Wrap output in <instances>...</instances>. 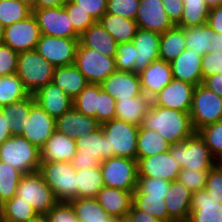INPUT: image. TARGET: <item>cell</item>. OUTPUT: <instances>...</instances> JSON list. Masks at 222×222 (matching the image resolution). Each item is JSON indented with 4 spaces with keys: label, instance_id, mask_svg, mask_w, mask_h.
<instances>
[{
    "label": "cell",
    "instance_id": "67",
    "mask_svg": "<svg viewBox=\"0 0 222 222\" xmlns=\"http://www.w3.org/2000/svg\"><path fill=\"white\" fill-rule=\"evenodd\" d=\"M20 1L28 4L31 8H34L37 4V0H20Z\"/></svg>",
    "mask_w": 222,
    "mask_h": 222
},
{
    "label": "cell",
    "instance_id": "29",
    "mask_svg": "<svg viewBox=\"0 0 222 222\" xmlns=\"http://www.w3.org/2000/svg\"><path fill=\"white\" fill-rule=\"evenodd\" d=\"M79 43L83 47L95 49L104 56L115 57L117 53L118 43L99 21H96L80 36Z\"/></svg>",
    "mask_w": 222,
    "mask_h": 222
},
{
    "label": "cell",
    "instance_id": "53",
    "mask_svg": "<svg viewBox=\"0 0 222 222\" xmlns=\"http://www.w3.org/2000/svg\"><path fill=\"white\" fill-rule=\"evenodd\" d=\"M205 190L217 203L222 204V163H217L209 170Z\"/></svg>",
    "mask_w": 222,
    "mask_h": 222
},
{
    "label": "cell",
    "instance_id": "48",
    "mask_svg": "<svg viewBox=\"0 0 222 222\" xmlns=\"http://www.w3.org/2000/svg\"><path fill=\"white\" fill-rule=\"evenodd\" d=\"M171 182L160 178L138 177L133 195L165 196Z\"/></svg>",
    "mask_w": 222,
    "mask_h": 222
},
{
    "label": "cell",
    "instance_id": "12",
    "mask_svg": "<svg viewBox=\"0 0 222 222\" xmlns=\"http://www.w3.org/2000/svg\"><path fill=\"white\" fill-rule=\"evenodd\" d=\"M33 15L43 35L80 38V35L74 30L63 4L55 7L33 8Z\"/></svg>",
    "mask_w": 222,
    "mask_h": 222
},
{
    "label": "cell",
    "instance_id": "23",
    "mask_svg": "<svg viewBox=\"0 0 222 222\" xmlns=\"http://www.w3.org/2000/svg\"><path fill=\"white\" fill-rule=\"evenodd\" d=\"M160 35L157 32L140 28L137 30L131 41L136 48L135 73L141 72L153 61L160 59Z\"/></svg>",
    "mask_w": 222,
    "mask_h": 222
},
{
    "label": "cell",
    "instance_id": "22",
    "mask_svg": "<svg viewBox=\"0 0 222 222\" xmlns=\"http://www.w3.org/2000/svg\"><path fill=\"white\" fill-rule=\"evenodd\" d=\"M193 192L178 180L171 182L164 201L169 214V222H188L190 202Z\"/></svg>",
    "mask_w": 222,
    "mask_h": 222
},
{
    "label": "cell",
    "instance_id": "39",
    "mask_svg": "<svg viewBox=\"0 0 222 222\" xmlns=\"http://www.w3.org/2000/svg\"><path fill=\"white\" fill-rule=\"evenodd\" d=\"M183 13L177 26L182 28L207 24L210 8L205 0H183Z\"/></svg>",
    "mask_w": 222,
    "mask_h": 222
},
{
    "label": "cell",
    "instance_id": "26",
    "mask_svg": "<svg viewBox=\"0 0 222 222\" xmlns=\"http://www.w3.org/2000/svg\"><path fill=\"white\" fill-rule=\"evenodd\" d=\"M188 222H222V204L205 189L192 194Z\"/></svg>",
    "mask_w": 222,
    "mask_h": 222
},
{
    "label": "cell",
    "instance_id": "41",
    "mask_svg": "<svg viewBox=\"0 0 222 222\" xmlns=\"http://www.w3.org/2000/svg\"><path fill=\"white\" fill-rule=\"evenodd\" d=\"M36 215L32 205L16 195L3 203L0 212L4 222H25Z\"/></svg>",
    "mask_w": 222,
    "mask_h": 222
},
{
    "label": "cell",
    "instance_id": "45",
    "mask_svg": "<svg viewBox=\"0 0 222 222\" xmlns=\"http://www.w3.org/2000/svg\"><path fill=\"white\" fill-rule=\"evenodd\" d=\"M22 176L20 171L0 161V198L3 203L16 195Z\"/></svg>",
    "mask_w": 222,
    "mask_h": 222
},
{
    "label": "cell",
    "instance_id": "46",
    "mask_svg": "<svg viewBox=\"0 0 222 222\" xmlns=\"http://www.w3.org/2000/svg\"><path fill=\"white\" fill-rule=\"evenodd\" d=\"M197 132L204 139L216 161L222 163V120L205 125Z\"/></svg>",
    "mask_w": 222,
    "mask_h": 222
},
{
    "label": "cell",
    "instance_id": "15",
    "mask_svg": "<svg viewBox=\"0 0 222 222\" xmlns=\"http://www.w3.org/2000/svg\"><path fill=\"white\" fill-rule=\"evenodd\" d=\"M194 89L195 85L173 78L170 83L152 97V104L190 113Z\"/></svg>",
    "mask_w": 222,
    "mask_h": 222
},
{
    "label": "cell",
    "instance_id": "14",
    "mask_svg": "<svg viewBox=\"0 0 222 222\" xmlns=\"http://www.w3.org/2000/svg\"><path fill=\"white\" fill-rule=\"evenodd\" d=\"M41 32L35 16L5 27L3 44L20 53L35 50Z\"/></svg>",
    "mask_w": 222,
    "mask_h": 222
},
{
    "label": "cell",
    "instance_id": "5",
    "mask_svg": "<svg viewBox=\"0 0 222 222\" xmlns=\"http://www.w3.org/2000/svg\"><path fill=\"white\" fill-rule=\"evenodd\" d=\"M75 140L77 152L71 163L76 170L97 168L100 162L113 157L101 126L88 134L77 136Z\"/></svg>",
    "mask_w": 222,
    "mask_h": 222
},
{
    "label": "cell",
    "instance_id": "25",
    "mask_svg": "<svg viewBox=\"0 0 222 222\" xmlns=\"http://www.w3.org/2000/svg\"><path fill=\"white\" fill-rule=\"evenodd\" d=\"M201 60L202 56L198 55V52L185 49L170 62L173 78L195 86L202 84Z\"/></svg>",
    "mask_w": 222,
    "mask_h": 222
},
{
    "label": "cell",
    "instance_id": "57",
    "mask_svg": "<svg viewBox=\"0 0 222 222\" xmlns=\"http://www.w3.org/2000/svg\"><path fill=\"white\" fill-rule=\"evenodd\" d=\"M77 7L87 11L95 21H99L107 11L108 0H71Z\"/></svg>",
    "mask_w": 222,
    "mask_h": 222
},
{
    "label": "cell",
    "instance_id": "65",
    "mask_svg": "<svg viewBox=\"0 0 222 222\" xmlns=\"http://www.w3.org/2000/svg\"><path fill=\"white\" fill-rule=\"evenodd\" d=\"M205 2L210 9L222 5V0H205Z\"/></svg>",
    "mask_w": 222,
    "mask_h": 222
},
{
    "label": "cell",
    "instance_id": "13",
    "mask_svg": "<svg viewBox=\"0 0 222 222\" xmlns=\"http://www.w3.org/2000/svg\"><path fill=\"white\" fill-rule=\"evenodd\" d=\"M79 39L41 34L36 51L54 67L70 65L75 62Z\"/></svg>",
    "mask_w": 222,
    "mask_h": 222
},
{
    "label": "cell",
    "instance_id": "43",
    "mask_svg": "<svg viewBox=\"0 0 222 222\" xmlns=\"http://www.w3.org/2000/svg\"><path fill=\"white\" fill-rule=\"evenodd\" d=\"M165 196L133 195L132 204L147 212L161 222H169V214L164 201Z\"/></svg>",
    "mask_w": 222,
    "mask_h": 222
},
{
    "label": "cell",
    "instance_id": "28",
    "mask_svg": "<svg viewBox=\"0 0 222 222\" xmlns=\"http://www.w3.org/2000/svg\"><path fill=\"white\" fill-rule=\"evenodd\" d=\"M100 125L95 118L83 115L73 106L56 119V130L73 139H76L77 136L95 131Z\"/></svg>",
    "mask_w": 222,
    "mask_h": 222
},
{
    "label": "cell",
    "instance_id": "6",
    "mask_svg": "<svg viewBox=\"0 0 222 222\" xmlns=\"http://www.w3.org/2000/svg\"><path fill=\"white\" fill-rule=\"evenodd\" d=\"M59 201L77 198V170L71 162L41 161L38 171Z\"/></svg>",
    "mask_w": 222,
    "mask_h": 222
},
{
    "label": "cell",
    "instance_id": "61",
    "mask_svg": "<svg viewBox=\"0 0 222 222\" xmlns=\"http://www.w3.org/2000/svg\"><path fill=\"white\" fill-rule=\"evenodd\" d=\"M202 84L222 98V74L206 77Z\"/></svg>",
    "mask_w": 222,
    "mask_h": 222
},
{
    "label": "cell",
    "instance_id": "42",
    "mask_svg": "<svg viewBox=\"0 0 222 222\" xmlns=\"http://www.w3.org/2000/svg\"><path fill=\"white\" fill-rule=\"evenodd\" d=\"M33 14V8L20 0L0 1V23L4 27L23 21Z\"/></svg>",
    "mask_w": 222,
    "mask_h": 222
},
{
    "label": "cell",
    "instance_id": "55",
    "mask_svg": "<svg viewBox=\"0 0 222 222\" xmlns=\"http://www.w3.org/2000/svg\"><path fill=\"white\" fill-rule=\"evenodd\" d=\"M18 54L11 47L0 44V76L16 74Z\"/></svg>",
    "mask_w": 222,
    "mask_h": 222
},
{
    "label": "cell",
    "instance_id": "70",
    "mask_svg": "<svg viewBox=\"0 0 222 222\" xmlns=\"http://www.w3.org/2000/svg\"><path fill=\"white\" fill-rule=\"evenodd\" d=\"M2 206H3V202L1 201V198H0V212H1Z\"/></svg>",
    "mask_w": 222,
    "mask_h": 222
},
{
    "label": "cell",
    "instance_id": "11",
    "mask_svg": "<svg viewBox=\"0 0 222 222\" xmlns=\"http://www.w3.org/2000/svg\"><path fill=\"white\" fill-rule=\"evenodd\" d=\"M74 64L88 83L101 84L116 68L115 57L104 56L95 49L78 44Z\"/></svg>",
    "mask_w": 222,
    "mask_h": 222
},
{
    "label": "cell",
    "instance_id": "3",
    "mask_svg": "<svg viewBox=\"0 0 222 222\" xmlns=\"http://www.w3.org/2000/svg\"><path fill=\"white\" fill-rule=\"evenodd\" d=\"M54 68L36 49L18 54L16 74L30 95L52 82Z\"/></svg>",
    "mask_w": 222,
    "mask_h": 222
},
{
    "label": "cell",
    "instance_id": "50",
    "mask_svg": "<svg viewBox=\"0 0 222 222\" xmlns=\"http://www.w3.org/2000/svg\"><path fill=\"white\" fill-rule=\"evenodd\" d=\"M208 172L209 170L181 169L177 180L194 193L205 189Z\"/></svg>",
    "mask_w": 222,
    "mask_h": 222
},
{
    "label": "cell",
    "instance_id": "63",
    "mask_svg": "<svg viewBox=\"0 0 222 222\" xmlns=\"http://www.w3.org/2000/svg\"><path fill=\"white\" fill-rule=\"evenodd\" d=\"M66 0H37L34 8L55 7L62 5Z\"/></svg>",
    "mask_w": 222,
    "mask_h": 222
},
{
    "label": "cell",
    "instance_id": "8",
    "mask_svg": "<svg viewBox=\"0 0 222 222\" xmlns=\"http://www.w3.org/2000/svg\"><path fill=\"white\" fill-rule=\"evenodd\" d=\"M100 126L113 156L136 159L139 126L116 118Z\"/></svg>",
    "mask_w": 222,
    "mask_h": 222
},
{
    "label": "cell",
    "instance_id": "24",
    "mask_svg": "<svg viewBox=\"0 0 222 222\" xmlns=\"http://www.w3.org/2000/svg\"><path fill=\"white\" fill-rule=\"evenodd\" d=\"M33 96L35 102H37L55 120L73 106V99L53 82L40 88L33 94Z\"/></svg>",
    "mask_w": 222,
    "mask_h": 222
},
{
    "label": "cell",
    "instance_id": "52",
    "mask_svg": "<svg viewBox=\"0 0 222 222\" xmlns=\"http://www.w3.org/2000/svg\"><path fill=\"white\" fill-rule=\"evenodd\" d=\"M139 3L140 0H108L106 13L135 20Z\"/></svg>",
    "mask_w": 222,
    "mask_h": 222
},
{
    "label": "cell",
    "instance_id": "1",
    "mask_svg": "<svg viewBox=\"0 0 222 222\" xmlns=\"http://www.w3.org/2000/svg\"><path fill=\"white\" fill-rule=\"evenodd\" d=\"M156 130L171 144L182 142L196 131L187 112L151 105L140 125Z\"/></svg>",
    "mask_w": 222,
    "mask_h": 222
},
{
    "label": "cell",
    "instance_id": "27",
    "mask_svg": "<svg viewBox=\"0 0 222 222\" xmlns=\"http://www.w3.org/2000/svg\"><path fill=\"white\" fill-rule=\"evenodd\" d=\"M76 152V140L56 130L40 148V159L71 162Z\"/></svg>",
    "mask_w": 222,
    "mask_h": 222
},
{
    "label": "cell",
    "instance_id": "44",
    "mask_svg": "<svg viewBox=\"0 0 222 222\" xmlns=\"http://www.w3.org/2000/svg\"><path fill=\"white\" fill-rule=\"evenodd\" d=\"M99 84L88 85L73 99V107L82 113L96 119L98 110Z\"/></svg>",
    "mask_w": 222,
    "mask_h": 222
},
{
    "label": "cell",
    "instance_id": "10",
    "mask_svg": "<svg viewBox=\"0 0 222 222\" xmlns=\"http://www.w3.org/2000/svg\"><path fill=\"white\" fill-rule=\"evenodd\" d=\"M191 122L197 132L203 126L222 120V98L203 84L195 86L190 110Z\"/></svg>",
    "mask_w": 222,
    "mask_h": 222
},
{
    "label": "cell",
    "instance_id": "30",
    "mask_svg": "<svg viewBox=\"0 0 222 222\" xmlns=\"http://www.w3.org/2000/svg\"><path fill=\"white\" fill-rule=\"evenodd\" d=\"M151 105L152 98L145 94L125 100H117L115 118L140 126Z\"/></svg>",
    "mask_w": 222,
    "mask_h": 222
},
{
    "label": "cell",
    "instance_id": "59",
    "mask_svg": "<svg viewBox=\"0 0 222 222\" xmlns=\"http://www.w3.org/2000/svg\"><path fill=\"white\" fill-rule=\"evenodd\" d=\"M207 24L216 33L222 34V5L210 9Z\"/></svg>",
    "mask_w": 222,
    "mask_h": 222
},
{
    "label": "cell",
    "instance_id": "51",
    "mask_svg": "<svg viewBox=\"0 0 222 222\" xmlns=\"http://www.w3.org/2000/svg\"><path fill=\"white\" fill-rule=\"evenodd\" d=\"M116 100L107 92H105L99 84L98 110H96V120L103 124L107 121L115 119L116 116Z\"/></svg>",
    "mask_w": 222,
    "mask_h": 222
},
{
    "label": "cell",
    "instance_id": "40",
    "mask_svg": "<svg viewBox=\"0 0 222 222\" xmlns=\"http://www.w3.org/2000/svg\"><path fill=\"white\" fill-rule=\"evenodd\" d=\"M30 96L17 74L0 76V105L3 107Z\"/></svg>",
    "mask_w": 222,
    "mask_h": 222
},
{
    "label": "cell",
    "instance_id": "47",
    "mask_svg": "<svg viewBox=\"0 0 222 222\" xmlns=\"http://www.w3.org/2000/svg\"><path fill=\"white\" fill-rule=\"evenodd\" d=\"M63 6L72 22L74 30L80 36L96 22L87 11L77 7V4L71 0H66Z\"/></svg>",
    "mask_w": 222,
    "mask_h": 222
},
{
    "label": "cell",
    "instance_id": "16",
    "mask_svg": "<svg viewBox=\"0 0 222 222\" xmlns=\"http://www.w3.org/2000/svg\"><path fill=\"white\" fill-rule=\"evenodd\" d=\"M56 131V120L52 118L37 102L31 105V111L24 128H21L22 137L39 149Z\"/></svg>",
    "mask_w": 222,
    "mask_h": 222
},
{
    "label": "cell",
    "instance_id": "19",
    "mask_svg": "<svg viewBox=\"0 0 222 222\" xmlns=\"http://www.w3.org/2000/svg\"><path fill=\"white\" fill-rule=\"evenodd\" d=\"M102 89L116 101L142 95L139 74L116 70L101 84Z\"/></svg>",
    "mask_w": 222,
    "mask_h": 222
},
{
    "label": "cell",
    "instance_id": "62",
    "mask_svg": "<svg viewBox=\"0 0 222 222\" xmlns=\"http://www.w3.org/2000/svg\"><path fill=\"white\" fill-rule=\"evenodd\" d=\"M11 136V132L4 119L3 113H0V145Z\"/></svg>",
    "mask_w": 222,
    "mask_h": 222
},
{
    "label": "cell",
    "instance_id": "37",
    "mask_svg": "<svg viewBox=\"0 0 222 222\" xmlns=\"http://www.w3.org/2000/svg\"><path fill=\"white\" fill-rule=\"evenodd\" d=\"M79 222H110L112 218L95 198H74L68 201Z\"/></svg>",
    "mask_w": 222,
    "mask_h": 222
},
{
    "label": "cell",
    "instance_id": "71",
    "mask_svg": "<svg viewBox=\"0 0 222 222\" xmlns=\"http://www.w3.org/2000/svg\"><path fill=\"white\" fill-rule=\"evenodd\" d=\"M3 107L0 105V113L2 112Z\"/></svg>",
    "mask_w": 222,
    "mask_h": 222
},
{
    "label": "cell",
    "instance_id": "35",
    "mask_svg": "<svg viewBox=\"0 0 222 222\" xmlns=\"http://www.w3.org/2000/svg\"><path fill=\"white\" fill-rule=\"evenodd\" d=\"M34 102V96L30 95L25 99L3 106L2 113L11 135H21V128H24Z\"/></svg>",
    "mask_w": 222,
    "mask_h": 222
},
{
    "label": "cell",
    "instance_id": "69",
    "mask_svg": "<svg viewBox=\"0 0 222 222\" xmlns=\"http://www.w3.org/2000/svg\"><path fill=\"white\" fill-rule=\"evenodd\" d=\"M110 222H127L126 219H112Z\"/></svg>",
    "mask_w": 222,
    "mask_h": 222
},
{
    "label": "cell",
    "instance_id": "20",
    "mask_svg": "<svg viewBox=\"0 0 222 222\" xmlns=\"http://www.w3.org/2000/svg\"><path fill=\"white\" fill-rule=\"evenodd\" d=\"M133 192L104 186L95 199L112 219H126L132 207Z\"/></svg>",
    "mask_w": 222,
    "mask_h": 222
},
{
    "label": "cell",
    "instance_id": "54",
    "mask_svg": "<svg viewBox=\"0 0 222 222\" xmlns=\"http://www.w3.org/2000/svg\"><path fill=\"white\" fill-rule=\"evenodd\" d=\"M47 222H79L69 202L59 201L46 215Z\"/></svg>",
    "mask_w": 222,
    "mask_h": 222
},
{
    "label": "cell",
    "instance_id": "31",
    "mask_svg": "<svg viewBox=\"0 0 222 222\" xmlns=\"http://www.w3.org/2000/svg\"><path fill=\"white\" fill-rule=\"evenodd\" d=\"M52 82L71 99H74L88 85L85 76L74 63L55 67Z\"/></svg>",
    "mask_w": 222,
    "mask_h": 222
},
{
    "label": "cell",
    "instance_id": "64",
    "mask_svg": "<svg viewBox=\"0 0 222 222\" xmlns=\"http://www.w3.org/2000/svg\"><path fill=\"white\" fill-rule=\"evenodd\" d=\"M212 52L222 54V34L220 33H217L216 48Z\"/></svg>",
    "mask_w": 222,
    "mask_h": 222
},
{
    "label": "cell",
    "instance_id": "21",
    "mask_svg": "<svg viewBox=\"0 0 222 222\" xmlns=\"http://www.w3.org/2000/svg\"><path fill=\"white\" fill-rule=\"evenodd\" d=\"M138 74L142 93L151 98L173 79L170 62L162 59L153 61Z\"/></svg>",
    "mask_w": 222,
    "mask_h": 222
},
{
    "label": "cell",
    "instance_id": "38",
    "mask_svg": "<svg viewBox=\"0 0 222 222\" xmlns=\"http://www.w3.org/2000/svg\"><path fill=\"white\" fill-rule=\"evenodd\" d=\"M77 198H95L104 187L100 166L97 168L77 170Z\"/></svg>",
    "mask_w": 222,
    "mask_h": 222
},
{
    "label": "cell",
    "instance_id": "4",
    "mask_svg": "<svg viewBox=\"0 0 222 222\" xmlns=\"http://www.w3.org/2000/svg\"><path fill=\"white\" fill-rule=\"evenodd\" d=\"M169 152L181 169L210 170L218 163L198 132L182 142L171 144Z\"/></svg>",
    "mask_w": 222,
    "mask_h": 222
},
{
    "label": "cell",
    "instance_id": "68",
    "mask_svg": "<svg viewBox=\"0 0 222 222\" xmlns=\"http://www.w3.org/2000/svg\"><path fill=\"white\" fill-rule=\"evenodd\" d=\"M5 27L0 23V44H3Z\"/></svg>",
    "mask_w": 222,
    "mask_h": 222
},
{
    "label": "cell",
    "instance_id": "9",
    "mask_svg": "<svg viewBox=\"0 0 222 222\" xmlns=\"http://www.w3.org/2000/svg\"><path fill=\"white\" fill-rule=\"evenodd\" d=\"M105 187L134 191L137 187V160L113 156L100 162Z\"/></svg>",
    "mask_w": 222,
    "mask_h": 222
},
{
    "label": "cell",
    "instance_id": "34",
    "mask_svg": "<svg viewBox=\"0 0 222 222\" xmlns=\"http://www.w3.org/2000/svg\"><path fill=\"white\" fill-rule=\"evenodd\" d=\"M171 143L156 130L139 126L136 159L146 158L170 150Z\"/></svg>",
    "mask_w": 222,
    "mask_h": 222
},
{
    "label": "cell",
    "instance_id": "56",
    "mask_svg": "<svg viewBox=\"0 0 222 222\" xmlns=\"http://www.w3.org/2000/svg\"><path fill=\"white\" fill-rule=\"evenodd\" d=\"M201 69L203 80L215 74H222V54L214 52L205 54L201 60Z\"/></svg>",
    "mask_w": 222,
    "mask_h": 222
},
{
    "label": "cell",
    "instance_id": "49",
    "mask_svg": "<svg viewBox=\"0 0 222 222\" xmlns=\"http://www.w3.org/2000/svg\"><path fill=\"white\" fill-rule=\"evenodd\" d=\"M136 48L132 42L118 44L115 55L116 68L119 71L135 72Z\"/></svg>",
    "mask_w": 222,
    "mask_h": 222
},
{
    "label": "cell",
    "instance_id": "18",
    "mask_svg": "<svg viewBox=\"0 0 222 222\" xmlns=\"http://www.w3.org/2000/svg\"><path fill=\"white\" fill-rule=\"evenodd\" d=\"M135 21L140 29L159 34L174 26L161 0H140Z\"/></svg>",
    "mask_w": 222,
    "mask_h": 222
},
{
    "label": "cell",
    "instance_id": "36",
    "mask_svg": "<svg viewBox=\"0 0 222 222\" xmlns=\"http://www.w3.org/2000/svg\"><path fill=\"white\" fill-rule=\"evenodd\" d=\"M184 28L174 25L160 35L159 57L171 62L176 59L186 48Z\"/></svg>",
    "mask_w": 222,
    "mask_h": 222
},
{
    "label": "cell",
    "instance_id": "33",
    "mask_svg": "<svg viewBox=\"0 0 222 222\" xmlns=\"http://www.w3.org/2000/svg\"><path fill=\"white\" fill-rule=\"evenodd\" d=\"M99 23L118 44L131 42L139 29L135 20L108 13L101 17Z\"/></svg>",
    "mask_w": 222,
    "mask_h": 222
},
{
    "label": "cell",
    "instance_id": "2",
    "mask_svg": "<svg viewBox=\"0 0 222 222\" xmlns=\"http://www.w3.org/2000/svg\"><path fill=\"white\" fill-rule=\"evenodd\" d=\"M0 161L23 175L32 174L40 168V149L20 135H11L0 145Z\"/></svg>",
    "mask_w": 222,
    "mask_h": 222
},
{
    "label": "cell",
    "instance_id": "32",
    "mask_svg": "<svg viewBox=\"0 0 222 222\" xmlns=\"http://www.w3.org/2000/svg\"><path fill=\"white\" fill-rule=\"evenodd\" d=\"M185 48L198 52V55L212 53L216 48L217 33L208 24L184 28Z\"/></svg>",
    "mask_w": 222,
    "mask_h": 222
},
{
    "label": "cell",
    "instance_id": "58",
    "mask_svg": "<svg viewBox=\"0 0 222 222\" xmlns=\"http://www.w3.org/2000/svg\"><path fill=\"white\" fill-rule=\"evenodd\" d=\"M169 19L174 25L180 22L184 5L183 0H161Z\"/></svg>",
    "mask_w": 222,
    "mask_h": 222
},
{
    "label": "cell",
    "instance_id": "17",
    "mask_svg": "<svg viewBox=\"0 0 222 222\" xmlns=\"http://www.w3.org/2000/svg\"><path fill=\"white\" fill-rule=\"evenodd\" d=\"M136 160L138 177L160 178L172 182L177 180L181 170L169 151Z\"/></svg>",
    "mask_w": 222,
    "mask_h": 222
},
{
    "label": "cell",
    "instance_id": "7",
    "mask_svg": "<svg viewBox=\"0 0 222 222\" xmlns=\"http://www.w3.org/2000/svg\"><path fill=\"white\" fill-rule=\"evenodd\" d=\"M16 196L32 205L37 215H46L59 202L39 172L21 177Z\"/></svg>",
    "mask_w": 222,
    "mask_h": 222
},
{
    "label": "cell",
    "instance_id": "60",
    "mask_svg": "<svg viewBox=\"0 0 222 222\" xmlns=\"http://www.w3.org/2000/svg\"><path fill=\"white\" fill-rule=\"evenodd\" d=\"M127 222H161L147 212L138 210L133 204L126 217Z\"/></svg>",
    "mask_w": 222,
    "mask_h": 222
},
{
    "label": "cell",
    "instance_id": "66",
    "mask_svg": "<svg viewBox=\"0 0 222 222\" xmlns=\"http://www.w3.org/2000/svg\"><path fill=\"white\" fill-rule=\"evenodd\" d=\"M25 222H47L45 215H36L35 217L28 219Z\"/></svg>",
    "mask_w": 222,
    "mask_h": 222
}]
</instances>
